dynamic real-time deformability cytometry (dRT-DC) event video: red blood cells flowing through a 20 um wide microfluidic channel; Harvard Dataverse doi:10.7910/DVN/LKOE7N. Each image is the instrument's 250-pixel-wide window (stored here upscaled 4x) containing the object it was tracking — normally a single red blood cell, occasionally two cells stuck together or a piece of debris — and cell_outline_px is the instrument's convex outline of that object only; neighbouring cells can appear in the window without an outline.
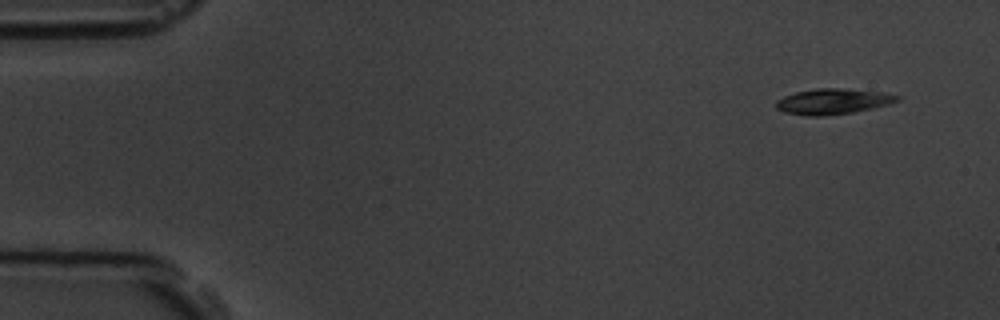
{"species": "common noctule bat (a hibernating species)", "species_latin": "Nyctalus noctula", "temperature_condition": "room temperature", "stored_images_in_passage": 5, "camera_frame_rate_fps": 3000, "um_per_image_px": 0.085, "animal": {"sex": "male", "body_mass_g": 19.5, "forearm_length_mm": 54.6}, "frame": {"image": 1, "passage_image": 1, "time_ms": 0.0, "image_size_px": [1000, 320], "cell_outline_px": [[900, 100], [888, 104], [872, 108], [852, 112], [824, 116], [808, 116], [784, 112], [776, 108], [776, 100], [784, 96], [796, 92], [816, 88], [840, 88], [884, 92], [900, 96]], "centroid_in_image_um": [70.79, 8.62], "position_along_channel_um": 14.2, "area_um2": 18.03}}